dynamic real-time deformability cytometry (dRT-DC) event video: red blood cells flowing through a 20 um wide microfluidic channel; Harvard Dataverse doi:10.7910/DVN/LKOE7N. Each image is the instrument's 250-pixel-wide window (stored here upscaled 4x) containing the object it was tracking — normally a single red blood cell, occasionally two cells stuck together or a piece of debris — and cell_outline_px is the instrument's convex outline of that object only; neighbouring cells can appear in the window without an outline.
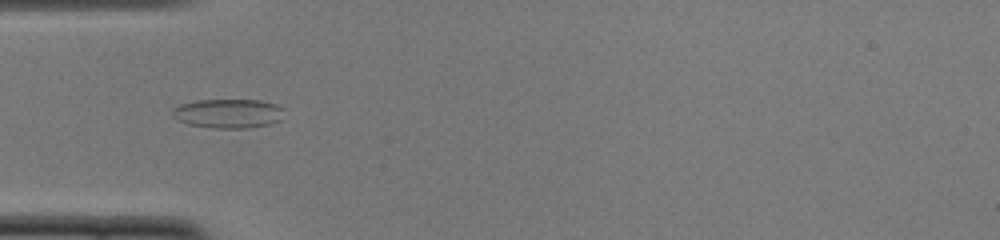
{"species": "common noctule bat (a hibernating species)", "species_latin": "Nyctalus noctula", "temperature_condition": "cold", "stored_images_in_passage": 51, "camera_frame_rate_fps": 3000, "um_per_image_px": 0.085, "animal": {"sex": "female", "body_mass_g": 22.0, "forearm_length_mm": 56.7}, "frame": {"image": 1, "passage_image": 16, "time_ms": 5.0, "image_size_px": [1000, 240], "cell_outline_px": [[284, 108], [280, 120], [272, 124], [248, 128], [212, 128], [188, 124], [176, 120], [172, 116], [172, 108], [180, 104], [196, 100], [260, 100], [276, 104]], "centroid_in_image_um": [19.38, 9.65], "position_along_channel_um": 65.6, "area_um2": 19.25}}
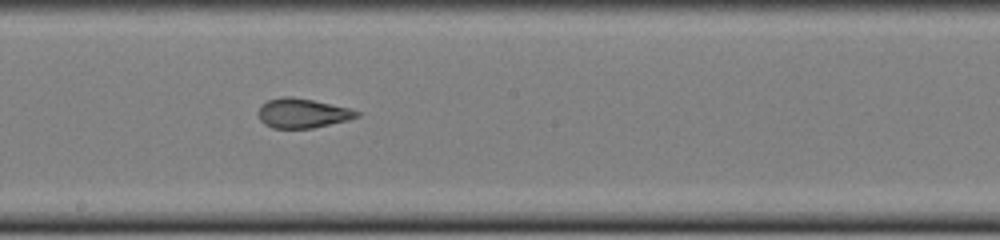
{"frame": {"image": 2, "passage_image": 28, "time_ms": 9.0, "image_size_px": [1000, 240], "cell_outline_px": [[360, 116], [348, 120], [312, 128], [272, 128], [264, 124], [260, 120], [260, 104], [268, 100], [280, 96], [292, 96], [352, 108], [360, 112]], "centroid_in_image_um": [25.73, 9.61], "position_along_channel_um": 222.5, "area_um2": 16.99}}
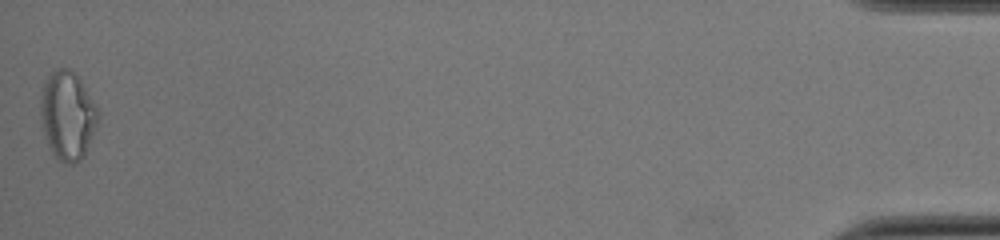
{"frame": {"image": 3, "passage_image": 51, "time_ms": 16.667, "image_size_px": [1000, 240], "cell_outline_px": [[100, 116], [84, 156], [80, 160], [72, 164], [68, 164], [60, 160], [52, 152], [48, 144], [44, 132], [40, 116], [40, 88], [48, 72], [56, 68], [68, 68], [80, 80], [96, 104], [100, 112]], "centroid_in_image_um": [5.72, 9.77], "position_along_channel_um": 429.5, "area_um2": 29.88}, "authors_computed_cell_mechanics": {"area_um2": 19.652, "velocity_mm_per_s": 3.9297, "shape_relaxation_time_tau1_ms": null, "shape_relaxation_time_tau2_ms": 1.0044, "deformation_change_tau1": null, "deformation_change_tau2": 0.0868}}